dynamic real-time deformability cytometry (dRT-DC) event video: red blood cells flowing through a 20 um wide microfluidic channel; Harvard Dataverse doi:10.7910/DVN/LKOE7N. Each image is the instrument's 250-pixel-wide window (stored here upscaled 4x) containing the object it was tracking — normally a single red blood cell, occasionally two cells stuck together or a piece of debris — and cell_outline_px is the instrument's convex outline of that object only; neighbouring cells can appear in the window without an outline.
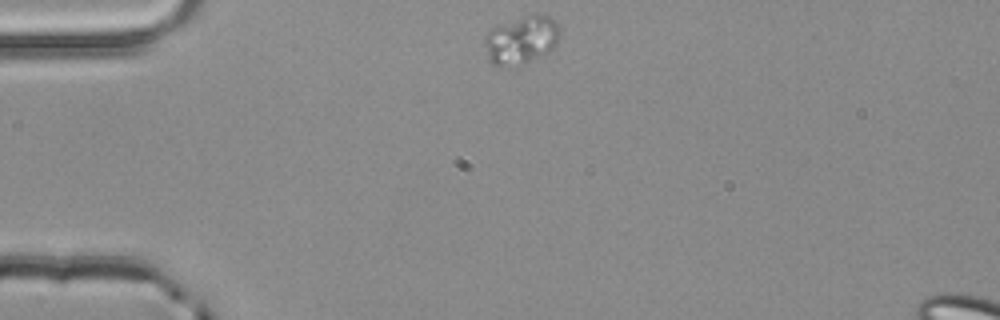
{"species": "common noctule bat (a hibernating species)", "species_latin": "Nyctalus noctula", "temperature_condition": "room temperature", "stored_images_in_passage": 3, "camera_frame_rate_fps": 3000, "um_per_image_px": 0.085, "animal": {"sex": "male", "body_mass_g": 20.4}, "frame": {"image": 1, "passage_image": 1, "time_ms": 0.0, "image_size_px": [1000, 320], "cell_outline_px": [[560, 36], [556, 44], [548, 52], [508, 68], [492, 64], [488, 60], [484, 44], [484, 36], [492, 28], [532, 12], [536, 12], [548, 16], [560, 28]], "centroid_in_image_um": [44.29, 3.37], "position_along_channel_um": 40.7, "area_um2": 21.1}}